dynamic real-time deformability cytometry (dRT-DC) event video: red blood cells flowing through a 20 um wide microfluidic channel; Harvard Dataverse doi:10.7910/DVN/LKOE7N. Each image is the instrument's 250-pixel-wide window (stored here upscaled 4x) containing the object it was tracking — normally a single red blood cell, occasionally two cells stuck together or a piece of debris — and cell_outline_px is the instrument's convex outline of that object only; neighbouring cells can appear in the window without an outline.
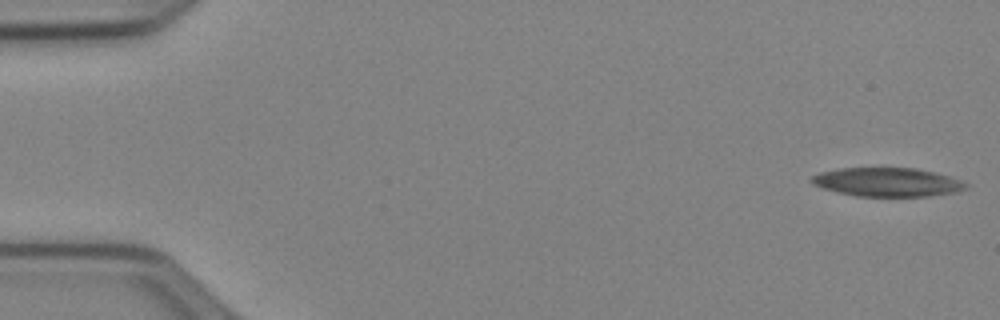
{"species": "Egyptian fruit bat (a non-hibernating species)", "species_latin": "Rousettus aegyptiacus", "temperature_condition": "cold", "stored_images_in_passage": 52, "camera_frame_rate_fps": 3000, "um_per_image_px": 0.085, "animal": {"sex": "female"}, "frame": {"image": 1, "passage_image": 1, "time_ms": 0.0, "image_size_px": [1000, 320], "cell_outline_px": [[968, 188], [956, 192], [932, 196], [856, 196], [824, 188], [812, 184], [808, 180], [812, 176], [820, 172], [840, 168], [916, 168], [948, 176], [960, 180], [968, 184]], "centroid_in_image_um": [75.42, 15.48], "position_along_channel_um": 9.6, "area_um2": 25.78}}
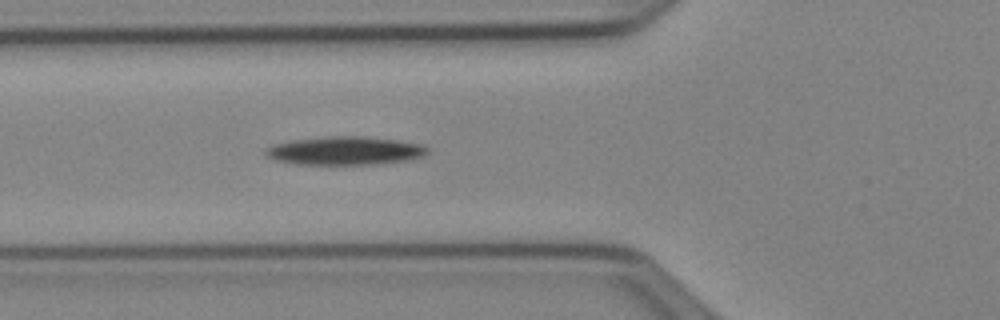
{"frame": {"image": 2, "passage_image": 19, "time_ms": 6.0, "image_size_px": [1000, 320], "cell_outline_px": [[428, 152], [424, 156], [408, 160], [384, 164], [296, 164], [276, 160], [264, 156], [264, 148], [276, 144], [292, 140], [332, 136], [364, 136], [396, 140], [420, 144], [428, 148]], "centroid_in_image_um": [29.32, 12.82], "position_along_channel_um": 96.5, "area_um2": 26.82}}
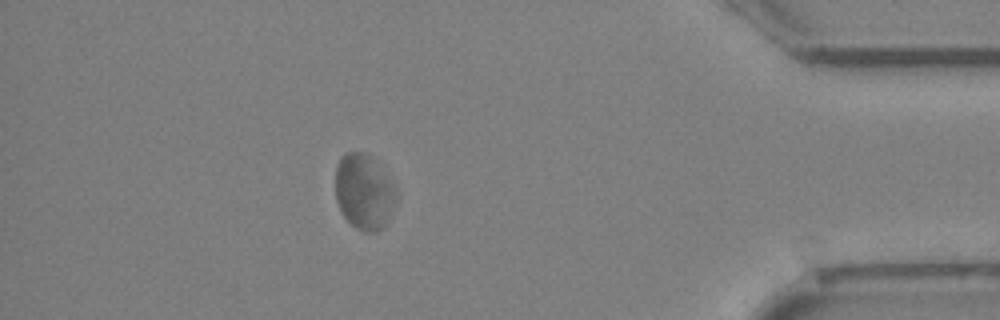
{"frame": {"image": 3, "passage_image": 46, "time_ms": 15.0, "image_size_px": [1000, 320], "cell_outline_px": [[396, 200], [384, 224], [376, 232], [364, 232], [356, 228], [344, 216], [336, 200], [336, 164], [340, 156], [344, 152], [368, 152], [376, 160], [396, 188]], "centroid_in_image_um": [30.92, 16.24], "position_along_channel_um": 404.3, "area_um2": 26.65}, "authors_computed_cell_mechanics": {"area_um2": 26.01, "velocity_mm_per_s": 3.8731, "shape_relaxation_time_tau1_ms": 2.4547, "shape_relaxation_time_tau2_ms": null, "deformation_change_tau1": 0.0555, "deformation_change_tau2": null}}